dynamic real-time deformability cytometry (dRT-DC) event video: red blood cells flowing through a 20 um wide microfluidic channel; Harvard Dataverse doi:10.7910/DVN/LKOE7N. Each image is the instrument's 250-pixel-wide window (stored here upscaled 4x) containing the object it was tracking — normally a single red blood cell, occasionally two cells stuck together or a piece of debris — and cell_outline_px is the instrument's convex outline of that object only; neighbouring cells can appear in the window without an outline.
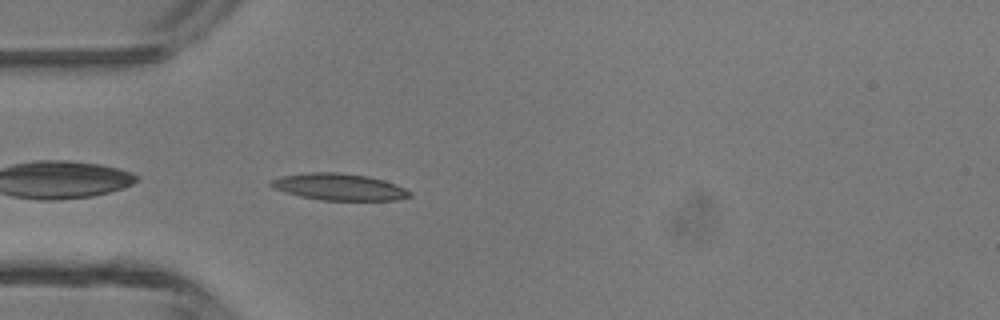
{"species": "common noctule bat (a hibernating species)", "species_latin": "Nyctalus noctula", "temperature_condition": "room temperature", "stored_images_in_passage": 3, "camera_frame_rate_fps": 3000, "um_per_image_px": 0.085, "animal": {"sex": "male", "body_mass_g": 13.3}, "frame": {"image": 1, "passage_image": 3, "time_ms": 0.667, "image_size_px": [1000, 320], "cell_outline_px": [[412, 196], [396, 200], [320, 200], [300, 196], [284, 192], [272, 188], [268, 184], [272, 180], [280, 176], [308, 172], [336, 172], [368, 176], [384, 180], [396, 184], [412, 192]], "centroid_in_image_um": [28.81, 15.88], "position_along_channel_um": 56.2, "area_um2": 21.73}}